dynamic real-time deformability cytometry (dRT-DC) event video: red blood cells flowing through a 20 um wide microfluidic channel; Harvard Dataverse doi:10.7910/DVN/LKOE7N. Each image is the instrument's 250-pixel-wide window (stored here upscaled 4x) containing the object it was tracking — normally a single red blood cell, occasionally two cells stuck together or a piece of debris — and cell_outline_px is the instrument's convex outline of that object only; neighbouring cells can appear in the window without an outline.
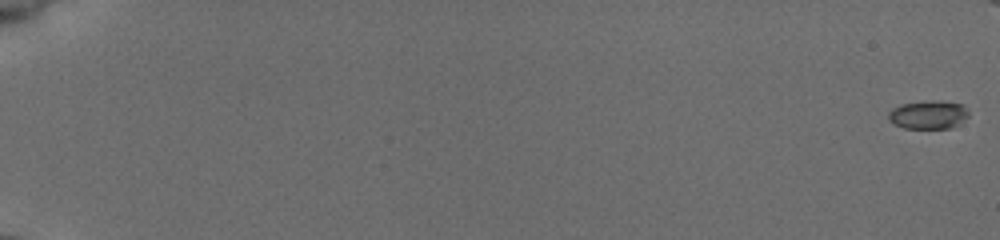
{"species": "common noctule bat (a hibernating species)", "species_latin": "Nyctalus noctula", "temperature_condition": "cold", "stored_images_in_passage": 52, "camera_frame_rate_fps": 3000, "um_per_image_px": 0.085, "animal": {"sex": "female", "body_mass_g": 19.5, "forearm_length_mm": 54.1}, "frame": {"image": 1, "passage_image": 1, "time_ms": 0.0, "image_size_px": [1000, 240], "cell_outline_px": [[968, 116], [952, 128], [904, 128], [896, 124], [888, 116], [888, 112], [892, 108], [900, 104], [932, 100], [940, 100], [964, 104], [968, 112]], "centroid_in_image_um": [78.93, 9.73], "position_along_channel_um": 6.1, "area_um2": 13.24}}
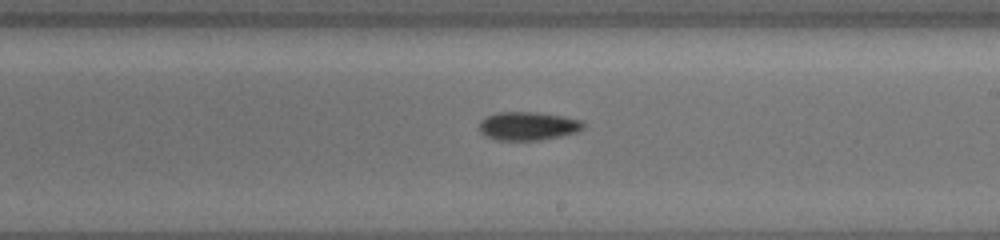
{"frame": {"image": 2, "passage_image": 36, "time_ms": 11.667, "image_size_px": [1000, 240], "cell_outline_px": [[584, 128], [576, 132], [560, 136], [540, 140], [496, 140], [480, 132], [480, 120], [488, 116], [500, 112], [532, 112], [560, 116], [580, 120], [584, 124]], "centroid_in_image_um": [44.87, 10.72], "position_along_channel_um": 244.1, "area_um2": 16.94}}
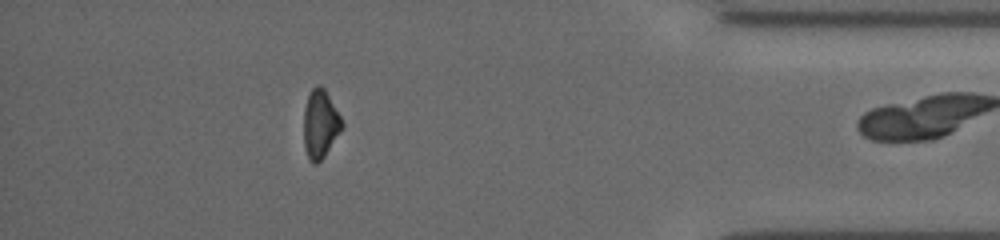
{"frame": {"image": 3, "passage_image": 51, "time_ms": 16.667, "image_size_px": [1000, 240], "cell_outline_px": [[344, 124], [340, 132], [324, 156], [316, 164], [312, 164], [308, 160], [304, 144], [304, 108], [308, 96], [312, 88], [316, 84], [320, 84], [324, 88], [340, 116]], "centroid_in_image_um": [27.21, 10.54], "position_along_channel_um": 408.0, "area_um2": 15.14}}